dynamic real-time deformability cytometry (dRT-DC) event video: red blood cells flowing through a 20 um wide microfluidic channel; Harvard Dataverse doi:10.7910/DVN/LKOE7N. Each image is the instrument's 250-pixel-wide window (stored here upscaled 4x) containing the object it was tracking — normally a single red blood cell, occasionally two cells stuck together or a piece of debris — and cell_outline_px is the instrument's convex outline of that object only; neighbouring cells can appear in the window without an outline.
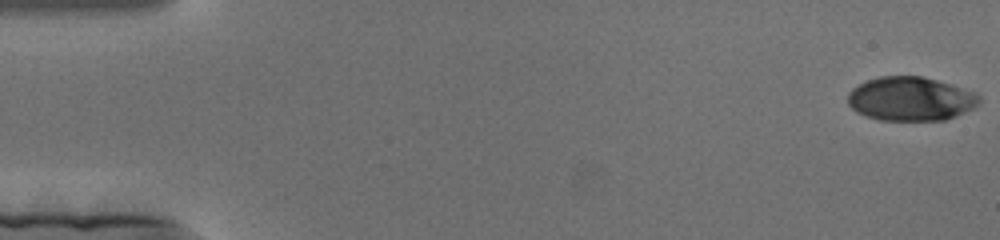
{"species": "human", "species_latin": "Homo sapiens", "temperature_condition": "cold", "stored_images_in_passage": 175, "camera_frame_rate_fps": 3000, "um_per_image_px": 0.085, "donor": {"sex": "female"}, "frame": {"image": 1, "passage_image": 1, "time_ms": 0.0, "image_size_px": [1000, 240], "cell_outline_px": [[980, 100], [972, 108], [956, 116], [944, 120], [880, 120], [856, 112], [848, 104], [848, 92], [852, 88], [868, 80], [880, 76], [920, 76], [936, 80], [972, 92], [980, 96]], "centroid_in_image_um": [77.35, 8.41], "position_along_channel_um": 7.6, "area_um2": 33.18}}
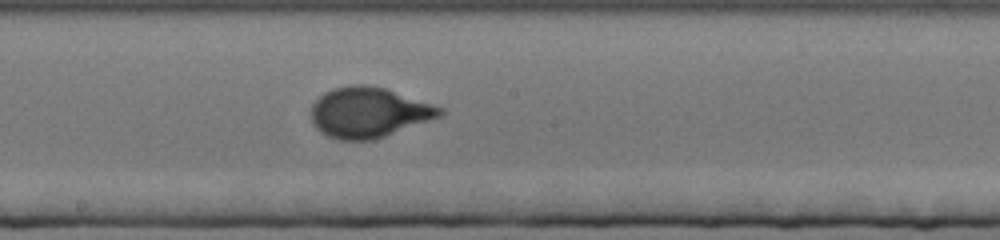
{"frame": {"image": 2, "passage_image": 95, "time_ms": 31.333, "image_size_px": [1000, 240], "cell_outline_px": [[444, 112], [440, 116], [384, 136], [372, 140], [340, 140], [328, 136], [320, 132], [312, 124], [312, 104], [324, 92], [332, 88], [348, 84], [364, 84], [384, 88], [444, 108]], "centroid_in_image_um": [31.29, 9.55], "position_along_channel_um": 216.9, "area_um2": 37.45}}
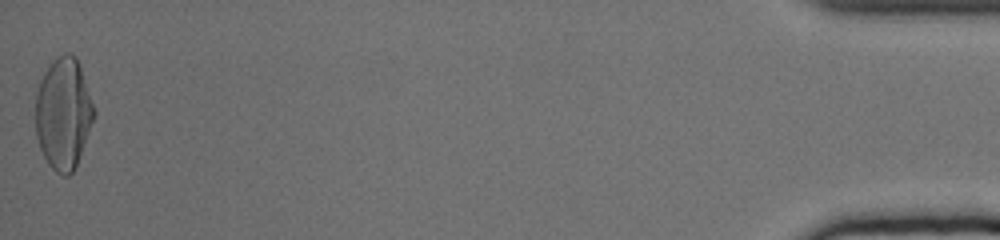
{"frame": {"image": 3, "passage_image": 174, "time_ms": 57.667, "image_size_px": [1000, 240], "cell_outline_px": [[96, 116], [76, 164], [72, 172], [68, 176], [60, 176], [48, 164], [40, 148], [36, 136], [36, 96], [40, 80], [44, 72], [52, 60], [64, 52], [68, 52], [76, 56], [96, 112]], "centroid_in_image_um": [5.39, 9.65], "position_along_channel_um": 429.8, "area_um2": 37.97}}